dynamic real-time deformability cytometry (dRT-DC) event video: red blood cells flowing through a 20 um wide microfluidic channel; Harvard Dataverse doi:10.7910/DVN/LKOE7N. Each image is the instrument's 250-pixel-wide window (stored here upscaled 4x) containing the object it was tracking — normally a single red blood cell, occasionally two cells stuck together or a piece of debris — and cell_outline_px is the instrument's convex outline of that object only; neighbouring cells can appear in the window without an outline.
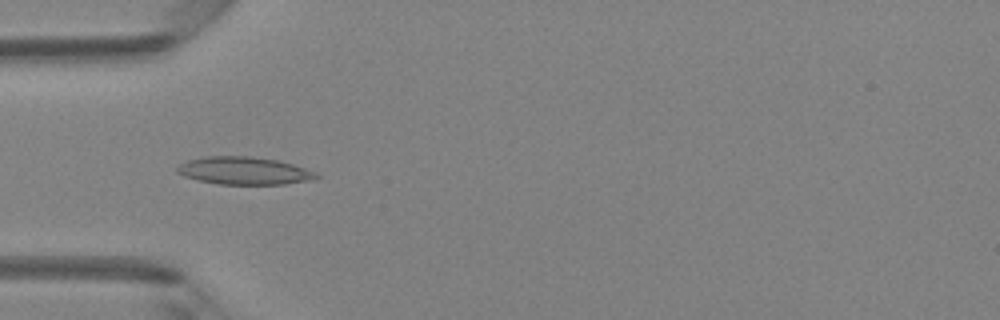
{"species": "Egyptian fruit bat (a non-hibernating species)", "species_latin": "Rousettus aegyptiacus", "temperature_condition": "room temperature", "stored_images_in_passage": 48, "camera_frame_rate_fps": 3000, "um_per_image_px": 0.085, "animal": {"sex": "female"}, "frame": {"image": 1, "passage_image": 15, "time_ms": 4.667, "image_size_px": [1000, 320], "cell_outline_px": [[320, 176], [316, 180], [284, 184], [216, 184], [184, 176], [176, 172], [176, 168], [180, 164], [188, 160], [204, 156], [252, 156], [276, 160], [292, 164], [316, 172]], "centroid_in_image_um": [20.77, 14.51], "position_along_channel_um": 64.2, "area_um2": 22.48}}
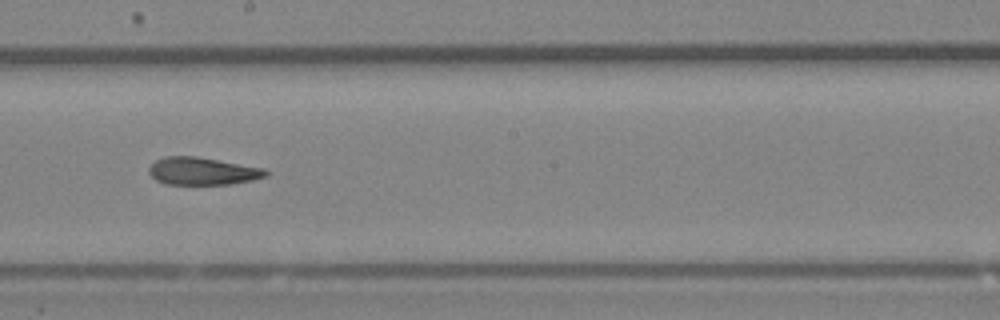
{"frame": {"image": 2, "passage_image": 27, "time_ms": 8.667, "image_size_px": [1000, 320], "cell_outline_px": [[268, 176], [252, 180], [228, 184], [164, 184], [156, 180], [148, 172], [148, 168], [156, 160], [164, 156], [196, 156], [264, 168], [268, 172]], "centroid_in_image_um": [17.19, 14.54], "position_along_channel_um": 231.0, "area_um2": 18.73}}
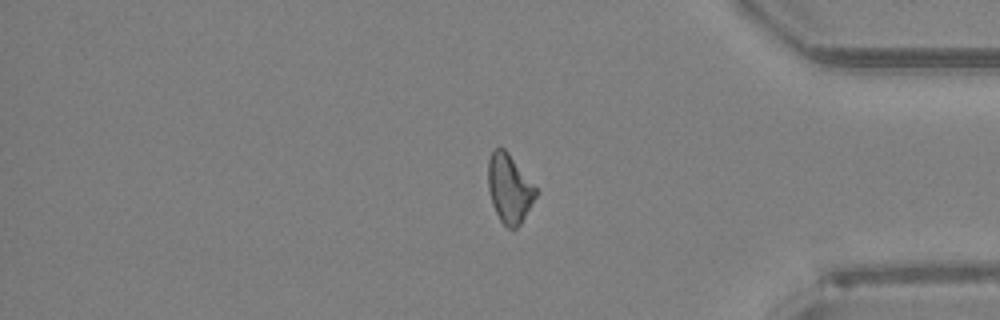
{"frame": {"image": 3, "passage_image": 40, "time_ms": 13.0, "image_size_px": [1000, 320], "cell_outline_px": [[536, 196], [520, 224], [516, 228], [508, 228], [500, 220], [492, 204], [488, 188], [488, 160], [492, 152], [496, 148], [504, 148], [508, 152], [536, 188]], "centroid_in_image_um": [43.27, 16.02], "position_along_channel_um": 391.9, "area_um2": 18.73}, "authors_computed_cell_mechanics": {"area_um2": 19.7098, "velocity_mm_per_s": 4.2082, "shape_relaxation_time_tau1_ms": 6.5552, "shape_relaxation_time_tau2_ms": 3.9287, "deformation_change_tau1": 0.1869, "deformation_change_tau2": 0.1461}}